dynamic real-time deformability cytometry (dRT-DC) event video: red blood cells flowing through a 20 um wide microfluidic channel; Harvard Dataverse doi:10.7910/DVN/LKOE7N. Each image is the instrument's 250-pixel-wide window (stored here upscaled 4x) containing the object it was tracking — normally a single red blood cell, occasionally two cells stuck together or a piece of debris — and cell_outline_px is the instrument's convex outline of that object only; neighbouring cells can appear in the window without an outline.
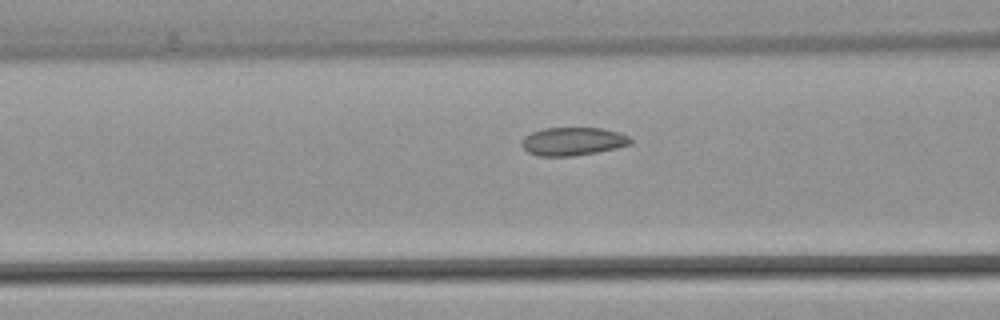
{"species": "common noctule bat (a hibernating species)", "species_latin": "Nyctalus noctula", "temperature_condition": "warm", "stored_images_in_passage": 34, "camera_frame_rate_fps": 3000, "um_per_image_px": 0.085, "animal": {"sex": "female", "body_mass_g": 22.7, "forearm_length_mm": 54.2}, "frame": {"image": 1, "passage_image": 12, "time_ms": 3.667, "image_size_px": [1000, 320], "cell_outline_px": [[632, 144], [616, 148], [596, 152], [572, 156], [540, 156], [528, 152], [520, 144], [520, 140], [524, 136], [532, 132], [544, 128], [600, 128], [620, 132], [628, 136], [632, 140]], "centroid_in_image_um": [48.68, 12.01], "position_along_channel_um": 117.9, "area_um2": 17.92}}
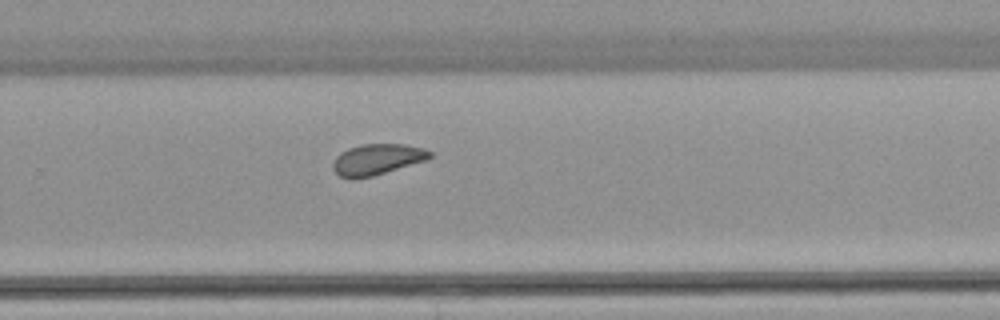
{"frame": {"image": 2, "passage_image": 26, "time_ms": 8.333, "image_size_px": [1000, 320], "cell_outline_px": [[432, 156], [428, 160], [372, 176], [340, 176], [332, 168], [332, 164], [336, 156], [340, 152], [348, 148], [360, 144], [404, 144], [424, 148], [432, 152]], "centroid_in_image_um": [32.1, 13.51], "position_along_channel_um": 297.7, "area_um2": 17.22}}
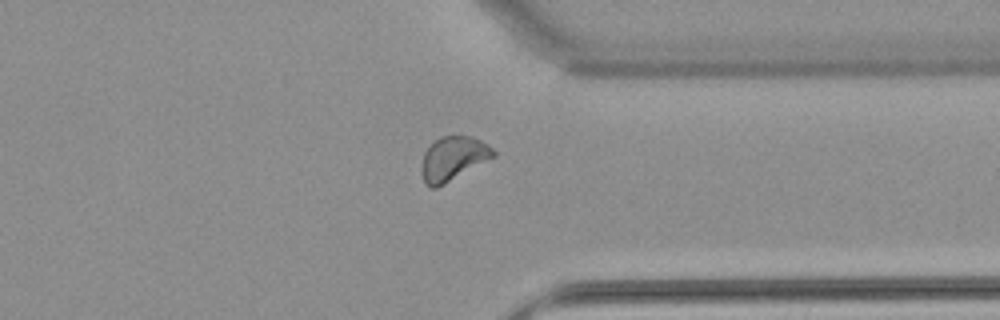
{"frame": {"image": 3, "passage_image": 32, "time_ms": 10.333, "image_size_px": [1000, 320], "cell_outline_px": [[496, 156], [444, 184], [436, 188], [428, 188], [424, 184], [420, 172], [420, 168], [424, 152], [440, 136], [468, 136], [480, 140], [488, 144], [496, 152]], "centroid_in_image_um": [38.48, 13.5], "position_along_channel_um": 372.9, "area_um2": 18.5}}